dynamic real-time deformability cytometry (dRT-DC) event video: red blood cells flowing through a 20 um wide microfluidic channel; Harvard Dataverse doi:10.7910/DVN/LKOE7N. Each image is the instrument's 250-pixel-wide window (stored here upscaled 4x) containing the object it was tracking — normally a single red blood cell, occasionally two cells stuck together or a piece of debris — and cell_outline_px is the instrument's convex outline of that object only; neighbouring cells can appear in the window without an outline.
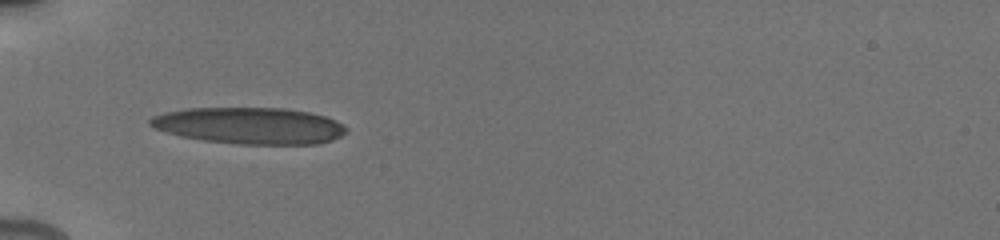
{"species": "human", "species_latin": "Homo sapiens", "temperature_condition": "cold", "stored_images_in_passage": 2, "camera_frame_rate_fps": 3000, "um_per_image_px": 0.085, "donor": {"sex": "male"}, "frame": {"image": 1, "passage_image": 1, "time_ms": 0.0, "image_size_px": [1000, 240], "cell_outline_px": [[348, 132], [332, 140], [316, 144], [236, 144], [204, 140], [180, 136], [156, 128], [148, 124], [148, 120], [152, 116], [164, 112], [188, 108], [284, 108], [312, 112], [336, 120], [344, 124], [348, 128]], "centroid_in_image_um": [21.25, 10.68], "position_along_channel_um": 63.7, "area_um2": 41.96}}